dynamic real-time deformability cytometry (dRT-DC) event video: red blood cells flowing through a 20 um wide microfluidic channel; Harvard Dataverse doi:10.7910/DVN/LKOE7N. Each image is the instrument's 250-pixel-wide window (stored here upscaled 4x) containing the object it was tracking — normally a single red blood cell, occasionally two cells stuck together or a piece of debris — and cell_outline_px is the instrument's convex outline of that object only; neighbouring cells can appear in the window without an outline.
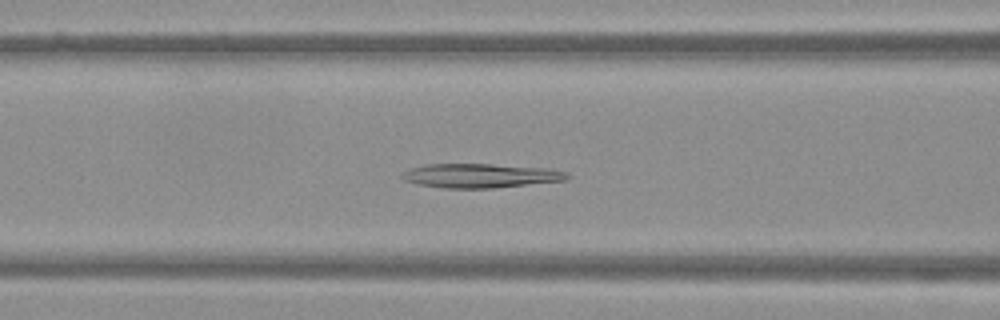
{"species": "Egyptian fruit bat (a non-hibernating species)", "species_latin": "Rousettus aegyptiacus", "temperature_condition": "warm", "stored_images_in_passage": 47, "camera_frame_rate_fps": 3000, "um_per_image_px": 0.085, "frame": {"image": 1, "passage_image": 17, "time_ms": 5.333, "image_size_px": [1000, 320], "cell_outline_px": [[568, 176], [564, 180], [496, 188], [444, 188], [420, 184], [404, 180], [400, 176], [404, 172], [412, 168], [424, 164], [492, 164], [548, 168], [568, 172]], "centroid_in_image_um": [40.84, 14.93], "position_along_channel_um": 125.8, "area_um2": 23.06}}
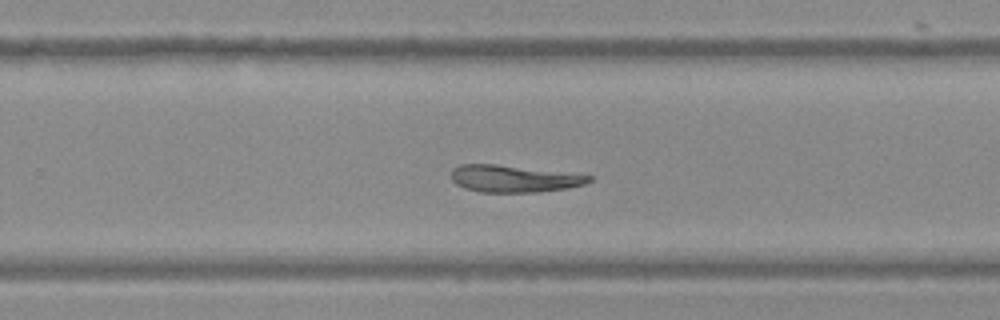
{"frame": {"image": 2, "passage_image": 29, "time_ms": 9.333, "image_size_px": [1000, 320], "cell_outline_px": [[592, 180], [584, 184], [568, 188], [540, 192], [480, 192], [456, 184], [452, 180], [452, 168], [460, 164], [496, 164], [592, 176]], "centroid_in_image_um": [43.65, 15.19], "position_along_channel_um": 286.2, "area_um2": 21.39}}
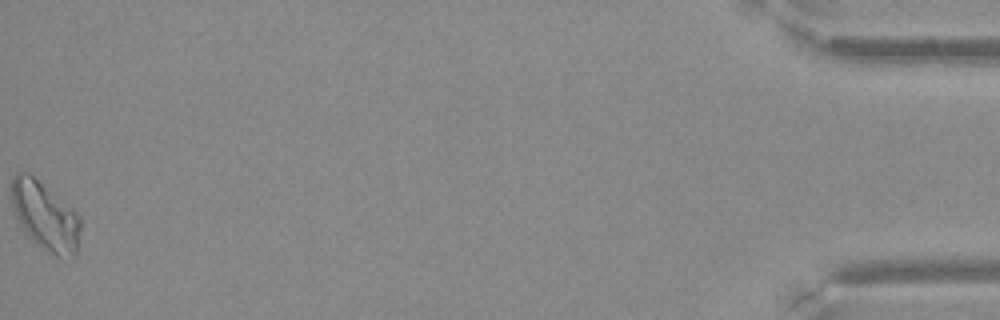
{"frame": {"image": 3, "passage_image": 47, "time_ms": 15.333, "image_size_px": [1000, 320], "cell_outline_px": [[80, 228], [76, 256], [72, 260], [56, 256], [48, 252], [36, 244], [32, 240], [20, 224], [12, 208], [12, 176], [16, 172], [28, 172], [72, 208], [80, 216]], "centroid_in_image_um": [3.85, 18.4], "position_along_channel_um": 431.3, "area_um2": 27.46}}